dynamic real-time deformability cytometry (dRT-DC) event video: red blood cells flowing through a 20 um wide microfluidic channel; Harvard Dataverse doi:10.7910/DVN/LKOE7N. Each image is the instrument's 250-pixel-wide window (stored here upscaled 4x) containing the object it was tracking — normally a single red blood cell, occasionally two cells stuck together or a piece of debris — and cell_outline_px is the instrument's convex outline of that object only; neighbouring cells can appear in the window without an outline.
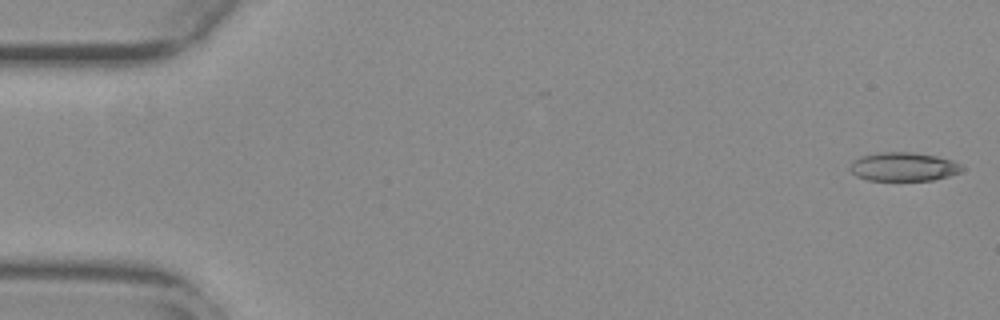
{"species": "common noctule bat (a hibernating species)", "species_latin": "Nyctalus noctula", "temperature_condition": "warm", "stored_images_in_passage": 54, "camera_frame_rate_fps": 3000, "um_per_image_px": 0.085, "animal": {"sex": "female", "body_mass_g": 29.2, "forearm_length_mm": 56.3}, "frame": {"image": 1, "passage_image": 1, "time_ms": 0.0, "image_size_px": [1000, 320], "cell_outline_px": [[968, 168], [964, 172], [932, 180], [868, 180], [856, 176], [848, 168], [852, 160], [860, 156], [880, 152], [912, 152], [936, 156], [952, 160]], "centroid_in_image_um": [76.82, 14.17], "position_along_channel_um": 8.2, "area_um2": 19.02}}
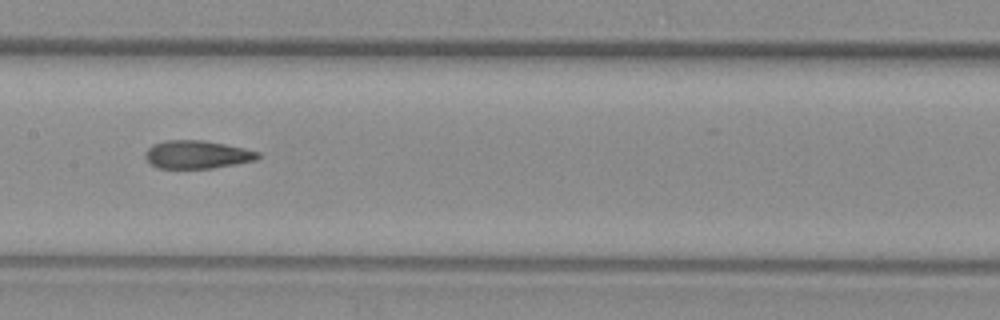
{"frame": {"image": 2, "passage_image": 27, "time_ms": 8.667, "image_size_px": [1000, 320], "cell_outline_px": [[260, 156], [256, 160], [236, 164], [212, 168], [156, 168], [144, 156], [148, 148], [152, 144], [164, 140], [200, 140], [224, 144], [244, 148], [260, 152]], "centroid_in_image_um": [16.75, 13.13], "position_along_channel_um": 190.7, "area_um2": 18.38}}
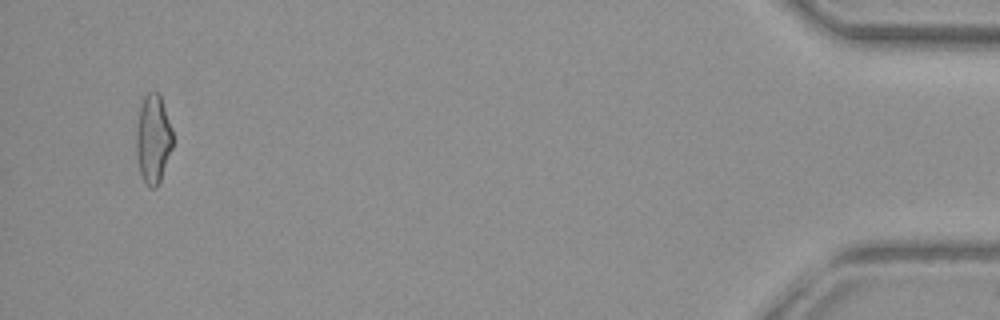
{"frame": {"image": 3, "passage_image": 52, "time_ms": 17.0, "image_size_px": [1000, 320], "cell_outline_px": [[172, 148], [160, 180], [156, 188], [148, 188], [140, 172], [136, 156], [136, 128], [140, 104], [144, 96], [148, 92], [156, 92], [160, 96], [172, 128]], "centroid_in_image_um": [13.0, 11.81], "position_along_channel_um": 422.2, "area_um2": 18.84}, "authors_computed_cell_mechanics": {"area_um2": 19.0162, "velocity_mm_per_s": 3.813, "shape_relaxation_time_tau1_ms": null, "shape_relaxation_time_tau2_ms": 2.8207, "deformation_change_tau1": null, "deformation_change_tau2": 0.1187}}